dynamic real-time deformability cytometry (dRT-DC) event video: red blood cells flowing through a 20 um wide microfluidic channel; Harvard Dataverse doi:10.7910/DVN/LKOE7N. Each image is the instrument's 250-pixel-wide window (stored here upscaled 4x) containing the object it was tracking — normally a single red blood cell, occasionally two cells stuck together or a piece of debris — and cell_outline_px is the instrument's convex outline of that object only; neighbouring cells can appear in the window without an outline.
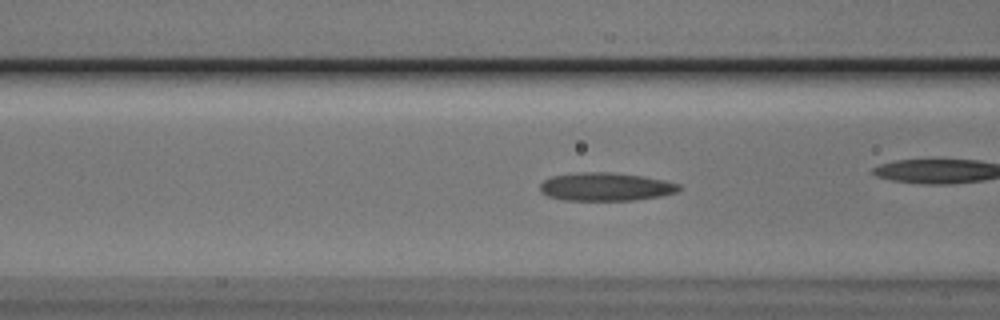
{"species": "Egyptian fruit bat (a non-hibernating species)", "species_latin": "Rousettus aegyptiacus", "temperature_condition": "cold", "stored_images_in_passage": 41, "camera_frame_rate_fps": 3000, "um_per_image_px": 0.085, "animal": {"sex": "male"}, "frame": {"image": 1, "passage_image": 7, "time_ms": 2.0, "image_size_px": [1000, 320], "cell_outline_px": [[680, 188], [676, 192], [660, 196], [636, 200], [560, 200], [548, 196], [540, 192], [540, 184], [544, 180], [552, 176], [576, 172], [612, 172], [644, 176], [664, 180], [680, 184]], "centroid_in_image_um": [51.46, 15.87], "position_along_channel_um": 115.1, "area_um2": 23.0}, "authors_computed_cell_mechanics": {"area_um2": 21.6172, "velocity_mm_per_s": 3.7509, "shape_relaxation_time_tau1_ms": null, "shape_relaxation_time_tau2_ms": 3.443, "deformation_change_tau1": null, "deformation_change_tau2": 0.1243}}